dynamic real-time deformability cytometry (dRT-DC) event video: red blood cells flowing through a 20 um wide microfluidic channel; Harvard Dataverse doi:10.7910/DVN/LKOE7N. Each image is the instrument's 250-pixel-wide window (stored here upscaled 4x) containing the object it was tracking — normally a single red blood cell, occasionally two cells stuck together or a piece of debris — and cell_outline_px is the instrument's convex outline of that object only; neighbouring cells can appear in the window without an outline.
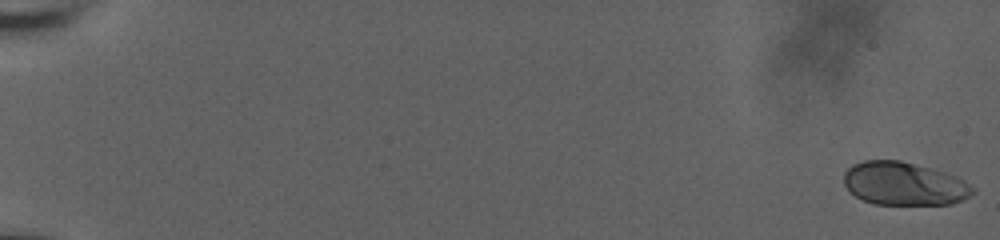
{"species": "human", "species_latin": "Homo sapiens", "temperature_condition": "room temperature", "stored_images_in_passage": 59, "camera_frame_rate_fps": 3000, "um_per_image_px": 0.085, "donor": {"sex": "male"}, "frame": {"image": 1, "passage_image": 1, "time_ms": 0.0, "image_size_px": [1000, 240], "cell_outline_px": [[976, 192], [964, 200], [952, 204], [876, 204], [864, 200], [848, 192], [844, 184], [844, 172], [852, 164], [864, 160], [900, 160], [944, 172], [956, 176], [964, 180], [976, 188]], "centroid_in_image_um": [76.86, 15.62], "position_along_channel_um": 8.1, "area_um2": 32.66}}
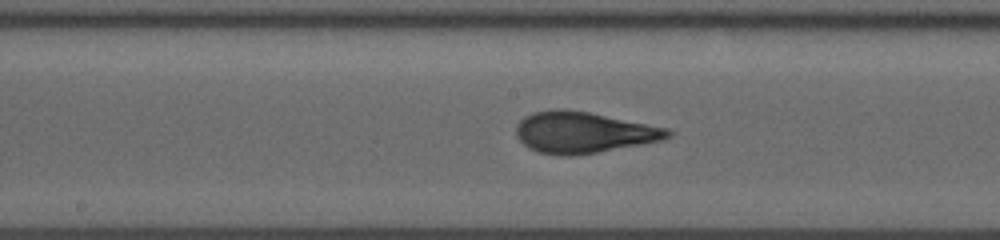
{"frame": {"image": 2, "passage_image": 34, "time_ms": 11.0, "image_size_px": [1000, 240], "cell_outline_px": [[672, 136], [660, 140], [640, 144], [576, 156], [560, 156], [536, 152], [528, 148], [516, 136], [516, 124], [524, 116], [532, 112], [556, 108], [564, 108], [588, 112], [668, 128], [672, 132]], "centroid_in_image_um": [49.52, 11.25], "position_along_channel_um": 198.7, "area_um2": 36.53}}
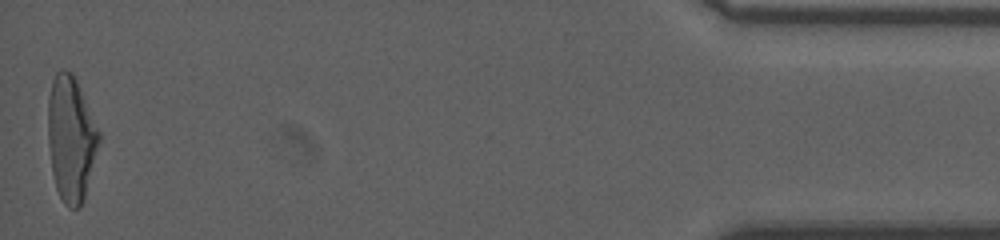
{"frame": {"image": 3, "passage_image": 59, "time_ms": 19.333, "image_size_px": [1000, 240], "cell_outline_px": [[100, 140], [84, 200], [80, 208], [68, 208], [64, 204], [56, 188], [52, 172], [48, 140], [48, 100], [52, 80], [56, 72], [60, 68], [72, 72], [100, 132]], "centroid_in_image_um": [6.03, 11.8], "position_along_channel_um": 429.2, "area_um2": 37.05}, "authors_computed_cell_mechanics": {"area_um2": 34.8534, "velocity_mm_per_s": 3.7524, "shape_relaxation_time_tau1_ms": 7.0792, "shape_relaxation_time_tau2_ms": null, "deformation_change_tau1": 0.2601, "deformation_change_tau2": null}}